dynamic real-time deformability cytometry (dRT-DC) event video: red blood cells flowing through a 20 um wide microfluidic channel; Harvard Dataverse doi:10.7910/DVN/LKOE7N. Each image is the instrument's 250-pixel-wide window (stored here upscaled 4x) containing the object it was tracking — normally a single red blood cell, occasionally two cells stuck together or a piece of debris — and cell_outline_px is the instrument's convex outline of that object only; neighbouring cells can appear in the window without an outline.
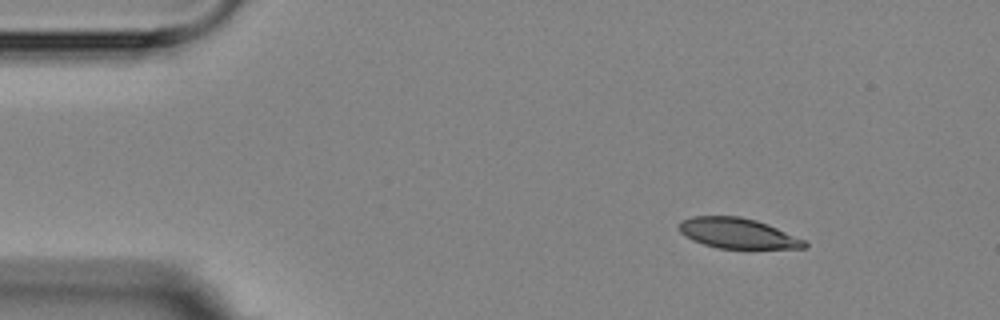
{"species": "Egyptian fruit bat (a non-hibernating species)", "species_latin": "Rousettus aegyptiacus", "temperature_condition": "room temperature", "stored_images_in_passage": 3, "camera_frame_rate_fps": 3000, "um_per_image_px": 0.085, "animal": {"sex": "female"}, "frame": {"image": 1, "passage_image": 1, "time_ms": 0.0, "image_size_px": [1000, 320], "cell_outline_px": [[808, 248], [716, 248], [692, 240], [684, 236], [676, 228], [680, 220], [692, 216], [740, 216], [756, 220], [768, 224], [804, 240], [808, 244]], "centroid_in_image_um": [62.64, 19.82], "position_along_channel_um": 22.4, "area_um2": 22.25}}
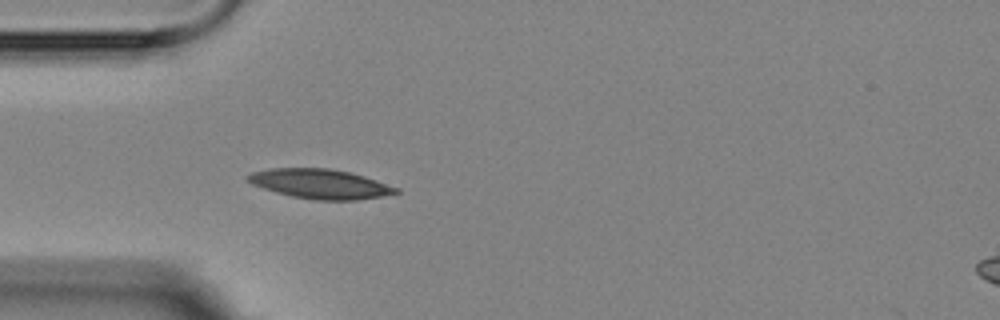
{"frame": {"image": 2, "passage_image": 3, "time_ms": 3.0, "image_size_px": [1000, 320], "cell_outline_px": [[400, 192], [380, 196], [356, 200], [316, 200], [292, 196], [276, 192], [252, 184], [244, 180], [244, 176], [252, 172], [268, 168], [328, 168], [348, 172], [364, 176], [400, 188]], "centroid_in_image_um": [27.17, 15.62], "position_along_channel_um": 57.8, "area_um2": 25.49}}